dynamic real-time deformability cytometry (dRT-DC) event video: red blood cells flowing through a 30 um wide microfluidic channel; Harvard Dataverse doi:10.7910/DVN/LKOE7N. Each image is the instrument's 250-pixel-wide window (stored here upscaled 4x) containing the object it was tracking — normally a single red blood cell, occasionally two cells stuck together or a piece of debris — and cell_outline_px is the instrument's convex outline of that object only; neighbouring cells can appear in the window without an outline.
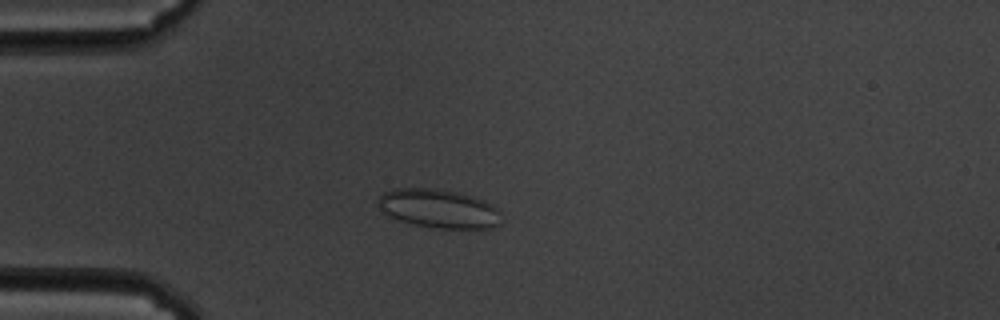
{"species": "common noctule bat (a hibernating species)", "species_latin": "Nyctalus noctula", "temperature_condition": "cold", "stored_images_in_passage": 57, "camera_frame_rate_fps": 3000, "um_per_image_px": 0.085, "animal": {"sex": "male", "body_mass_g": 19.5, "forearm_length_mm": 54.6}, "frame": {"image": 1, "passage_image": 14, "time_ms": 4.333, "image_size_px": [1000, 320], "cell_outline_px": [[500, 224], [496, 228], [432, 228], [412, 224], [388, 216], [376, 204], [376, 200], [384, 192], [392, 188], [436, 188], [456, 192], [472, 196], [484, 200], [492, 204], [500, 212]], "centroid_in_image_um": [37.27, 17.73], "position_along_channel_um": 47.7, "area_um2": 28.15}}
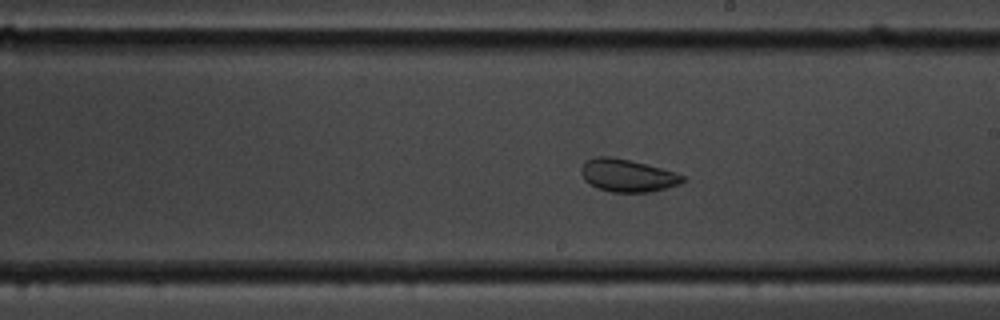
{"frame": {"image": 2, "passage_image": 32, "time_ms": 10.333, "image_size_px": [1000, 320], "cell_outline_px": [[684, 180], [680, 184], [648, 192], [612, 192], [596, 188], [588, 184], [584, 180], [580, 172], [580, 168], [584, 160], [596, 156], [612, 156], [632, 160], [676, 172], [684, 176]], "centroid_in_image_um": [53.27, 14.9], "position_along_channel_um": 235.7, "area_um2": 19.59}}
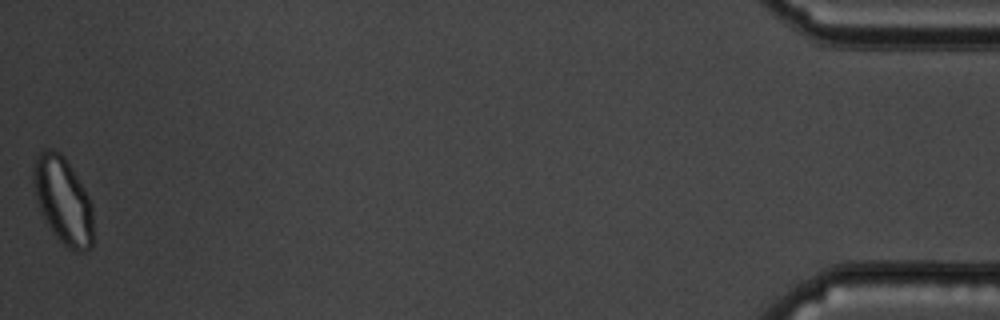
{"frame": {"image": 3, "passage_image": 57, "time_ms": 18.667, "image_size_px": [1000, 320], "cell_outline_px": [[92, 248], [84, 252], [76, 252], [68, 248], [56, 236], [40, 212], [32, 180], [32, 168], [36, 156], [44, 148], [52, 148], [60, 152], [64, 156], [88, 196], [92, 204]], "centroid_in_image_um": [5.34, 17.02], "position_along_channel_um": 429.9, "area_um2": 30.23}, "authors_computed_cell_mechanics": {"area_um2": 26.299, "velocity_mm_per_s": 3.4049, "shape_relaxation_time_tau1_ms": null, "shape_relaxation_time_tau2_ms": 0.9602, "deformation_change_tau1": null, "deformation_change_tau2": 0.0604}}